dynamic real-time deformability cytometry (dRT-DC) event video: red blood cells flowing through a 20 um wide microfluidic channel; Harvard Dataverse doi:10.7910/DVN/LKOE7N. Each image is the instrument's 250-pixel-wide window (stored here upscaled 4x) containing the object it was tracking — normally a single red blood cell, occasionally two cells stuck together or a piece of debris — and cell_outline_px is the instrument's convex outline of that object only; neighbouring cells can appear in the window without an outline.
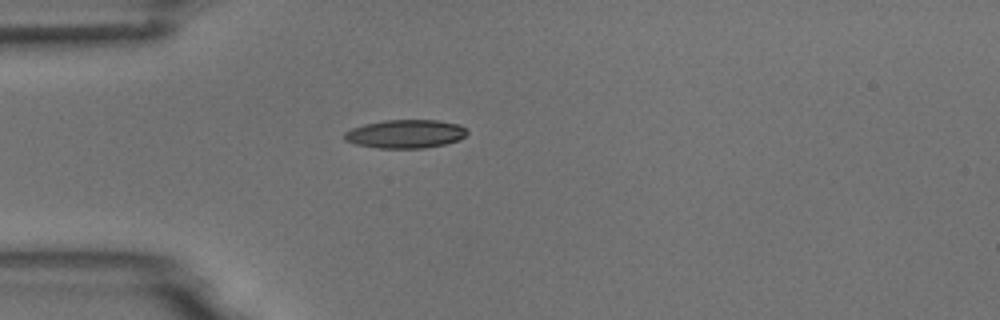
{"species": "common noctule bat (a hibernating species)", "species_latin": "Nyctalus noctula", "temperature_condition": "room temperature", "stored_images_in_passage": 1, "camera_frame_rate_fps": 3000, "um_per_image_px": 0.085, "animal": {"sex": "male", "body_mass_g": 18.8}, "frame": {"image": 1, "passage_image": 1, "time_ms": 0.0, "image_size_px": [1000, 320], "cell_outline_px": [[468, 132], [460, 140], [444, 144], [424, 148], [376, 148], [356, 144], [344, 140], [344, 132], [352, 128], [364, 124], [384, 120], [436, 120], [460, 124], [468, 128]], "centroid_in_image_um": [34.48, 11.38], "position_along_channel_um": 50.5, "area_um2": 20.52}}